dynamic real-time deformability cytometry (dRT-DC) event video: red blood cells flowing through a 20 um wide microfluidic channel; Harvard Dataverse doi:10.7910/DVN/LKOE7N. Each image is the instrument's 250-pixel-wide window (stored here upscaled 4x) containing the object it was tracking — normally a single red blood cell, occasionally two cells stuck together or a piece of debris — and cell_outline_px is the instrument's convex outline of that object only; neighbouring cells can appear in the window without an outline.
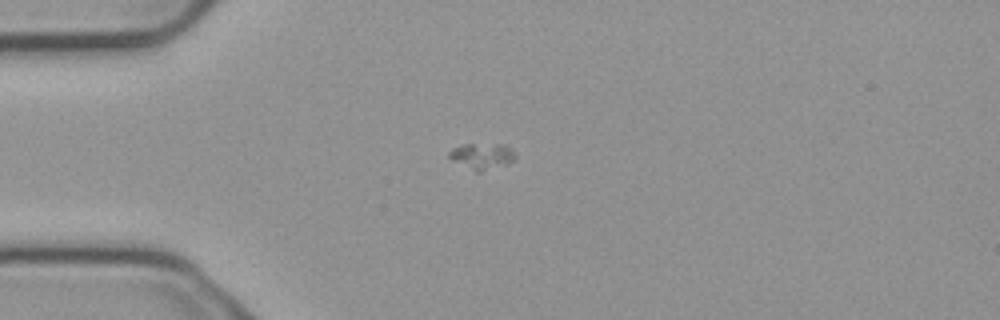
{"species": "common noctule bat (a hibernating species)", "species_latin": "Nyctalus noctula", "temperature_condition": "cold", "stored_images_in_passage": 2, "camera_frame_rate_fps": 3000, "um_per_image_px": 0.085, "animal": {"sex": "male", "body_mass_g": 23.1, "forearm_length_mm": 52.7}, "frame": {"image": 1, "passage_image": 1, "time_ms": 0.0, "image_size_px": [1000, 320], "cell_outline_px": [[516, 156], [512, 160], [504, 164], [480, 172], [476, 172], [452, 160], [448, 156], [448, 152], [452, 148], [460, 144], [504, 144], [516, 152]], "centroid_in_image_um": [40.94, 13.24], "position_along_channel_um": 44.1, "area_um2": 10.0}}